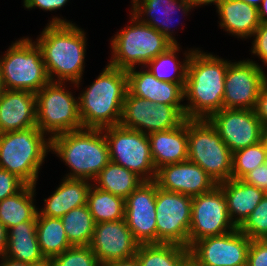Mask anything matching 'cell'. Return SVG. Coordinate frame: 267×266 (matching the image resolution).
<instances>
[{
	"label": "cell",
	"instance_id": "18",
	"mask_svg": "<svg viewBox=\"0 0 267 266\" xmlns=\"http://www.w3.org/2000/svg\"><path fill=\"white\" fill-rule=\"evenodd\" d=\"M139 245L125 219H122L97 223L89 246L103 265L110 261L134 257Z\"/></svg>",
	"mask_w": 267,
	"mask_h": 266
},
{
	"label": "cell",
	"instance_id": "22",
	"mask_svg": "<svg viewBox=\"0 0 267 266\" xmlns=\"http://www.w3.org/2000/svg\"><path fill=\"white\" fill-rule=\"evenodd\" d=\"M132 2L131 12L134 15L143 23L158 30L173 44H178L170 27L172 15L177 11L183 12L184 15L188 14L194 8L189 0H133ZM142 15H146L147 18Z\"/></svg>",
	"mask_w": 267,
	"mask_h": 266
},
{
	"label": "cell",
	"instance_id": "47",
	"mask_svg": "<svg viewBox=\"0 0 267 266\" xmlns=\"http://www.w3.org/2000/svg\"><path fill=\"white\" fill-rule=\"evenodd\" d=\"M1 264L0 266H30V264H27L25 262L17 261L9 257H1Z\"/></svg>",
	"mask_w": 267,
	"mask_h": 266
},
{
	"label": "cell",
	"instance_id": "52",
	"mask_svg": "<svg viewBox=\"0 0 267 266\" xmlns=\"http://www.w3.org/2000/svg\"><path fill=\"white\" fill-rule=\"evenodd\" d=\"M3 91H4V87H3V83H2V77L0 74V96L2 95Z\"/></svg>",
	"mask_w": 267,
	"mask_h": 266
},
{
	"label": "cell",
	"instance_id": "43",
	"mask_svg": "<svg viewBox=\"0 0 267 266\" xmlns=\"http://www.w3.org/2000/svg\"><path fill=\"white\" fill-rule=\"evenodd\" d=\"M253 110L263 127H267V83L262 87Z\"/></svg>",
	"mask_w": 267,
	"mask_h": 266
},
{
	"label": "cell",
	"instance_id": "9",
	"mask_svg": "<svg viewBox=\"0 0 267 266\" xmlns=\"http://www.w3.org/2000/svg\"><path fill=\"white\" fill-rule=\"evenodd\" d=\"M65 87V82L49 81L36 93L37 127L50 139L83 128L78 100Z\"/></svg>",
	"mask_w": 267,
	"mask_h": 266
},
{
	"label": "cell",
	"instance_id": "3",
	"mask_svg": "<svg viewBox=\"0 0 267 266\" xmlns=\"http://www.w3.org/2000/svg\"><path fill=\"white\" fill-rule=\"evenodd\" d=\"M127 88V71L105 66L78 99L83 128L104 129L120 125Z\"/></svg>",
	"mask_w": 267,
	"mask_h": 266
},
{
	"label": "cell",
	"instance_id": "8",
	"mask_svg": "<svg viewBox=\"0 0 267 266\" xmlns=\"http://www.w3.org/2000/svg\"><path fill=\"white\" fill-rule=\"evenodd\" d=\"M188 160L217 184L232 178V152L208 119H188Z\"/></svg>",
	"mask_w": 267,
	"mask_h": 266
},
{
	"label": "cell",
	"instance_id": "49",
	"mask_svg": "<svg viewBox=\"0 0 267 266\" xmlns=\"http://www.w3.org/2000/svg\"><path fill=\"white\" fill-rule=\"evenodd\" d=\"M240 1H244L245 3H248L249 5H252L258 8L261 5V2L263 0H240Z\"/></svg>",
	"mask_w": 267,
	"mask_h": 266
},
{
	"label": "cell",
	"instance_id": "23",
	"mask_svg": "<svg viewBox=\"0 0 267 266\" xmlns=\"http://www.w3.org/2000/svg\"><path fill=\"white\" fill-rule=\"evenodd\" d=\"M156 171L168 164L188 160V119L180 126L148 134Z\"/></svg>",
	"mask_w": 267,
	"mask_h": 266
},
{
	"label": "cell",
	"instance_id": "14",
	"mask_svg": "<svg viewBox=\"0 0 267 266\" xmlns=\"http://www.w3.org/2000/svg\"><path fill=\"white\" fill-rule=\"evenodd\" d=\"M251 239L239 228L196 241L190 248V266H246Z\"/></svg>",
	"mask_w": 267,
	"mask_h": 266
},
{
	"label": "cell",
	"instance_id": "29",
	"mask_svg": "<svg viewBox=\"0 0 267 266\" xmlns=\"http://www.w3.org/2000/svg\"><path fill=\"white\" fill-rule=\"evenodd\" d=\"M135 257L139 266H190L189 248L177 244H140Z\"/></svg>",
	"mask_w": 267,
	"mask_h": 266
},
{
	"label": "cell",
	"instance_id": "31",
	"mask_svg": "<svg viewBox=\"0 0 267 266\" xmlns=\"http://www.w3.org/2000/svg\"><path fill=\"white\" fill-rule=\"evenodd\" d=\"M36 232L39 247L47 260L72 247L65 234L61 218L41 216L38 213Z\"/></svg>",
	"mask_w": 267,
	"mask_h": 266
},
{
	"label": "cell",
	"instance_id": "39",
	"mask_svg": "<svg viewBox=\"0 0 267 266\" xmlns=\"http://www.w3.org/2000/svg\"><path fill=\"white\" fill-rule=\"evenodd\" d=\"M246 266H267V239L251 240Z\"/></svg>",
	"mask_w": 267,
	"mask_h": 266
},
{
	"label": "cell",
	"instance_id": "48",
	"mask_svg": "<svg viewBox=\"0 0 267 266\" xmlns=\"http://www.w3.org/2000/svg\"><path fill=\"white\" fill-rule=\"evenodd\" d=\"M222 0H189V2L194 6H203L213 3L214 5H218Z\"/></svg>",
	"mask_w": 267,
	"mask_h": 266
},
{
	"label": "cell",
	"instance_id": "33",
	"mask_svg": "<svg viewBox=\"0 0 267 266\" xmlns=\"http://www.w3.org/2000/svg\"><path fill=\"white\" fill-rule=\"evenodd\" d=\"M87 206L96 224L118 221L125 217V199L103 191L93 184L88 192Z\"/></svg>",
	"mask_w": 267,
	"mask_h": 266
},
{
	"label": "cell",
	"instance_id": "13",
	"mask_svg": "<svg viewBox=\"0 0 267 266\" xmlns=\"http://www.w3.org/2000/svg\"><path fill=\"white\" fill-rule=\"evenodd\" d=\"M236 228L229 217L227 200L218 185L212 191L192 198L188 248L200 239L222 235Z\"/></svg>",
	"mask_w": 267,
	"mask_h": 266
},
{
	"label": "cell",
	"instance_id": "40",
	"mask_svg": "<svg viewBox=\"0 0 267 266\" xmlns=\"http://www.w3.org/2000/svg\"><path fill=\"white\" fill-rule=\"evenodd\" d=\"M253 47L251 53L257 55L264 65L267 66V25L261 24L253 34Z\"/></svg>",
	"mask_w": 267,
	"mask_h": 266
},
{
	"label": "cell",
	"instance_id": "10",
	"mask_svg": "<svg viewBox=\"0 0 267 266\" xmlns=\"http://www.w3.org/2000/svg\"><path fill=\"white\" fill-rule=\"evenodd\" d=\"M103 133L111 162L134 172L144 181L155 180L156 169L147 134L121 125L106 127Z\"/></svg>",
	"mask_w": 267,
	"mask_h": 266
},
{
	"label": "cell",
	"instance_id": "35",
	"mask_svg": "<svg viewBox=\"0 0 267 266\" xmlns=\"http://www.w3.org/2000/svg\"><path fill=\"white\" fill-rule=\"evenodd\" d=\"M267 149L262 141L232 153V179H242L248 172L266 163Z\"/></svg>",
	"mask_w": 267,
	"mask_h": 266
},
{
	"label": "cell",
	"instance_id": "51",
	"mask_svg": "<svg viewBox=\"0 0 267 266\" xmlns=\"http://www.w3.org/2000/svg\"><path fill=\"white\" fill-rule=\"evenodd\" d=\"M30 266H51L50 260H47L43 263L37 264V265H30Z\"/></svg>",
	"mask_w": 267,
	"mask_h": 266
},
{
	"label": "cell",
	"instance_id": "20",
	"mask_svg": "<svg viewBox=\"0 0 267 266\" xmlns=\"http://www.w3.org/2000/svg\"><path fill=\"white\" fill-rule=\"evenodd\" d=\"M37 126L36 93L4 89L0 96V134Z\"/></svg>",
	"mask_w": 267,
	"mask_h": 266
},
{
	"label": "cell",
	"instance_id": "5",
	"mask_svg": "<svg viewBox=\"0 0 267 266\" xmlns=\"http://www.w3.org/2000/svg\"><path fill=\"white\" fill-rule=\"evenodd\" d=\"M37 126L0 134V168L15 174L28 185H36L38 173L51 139Z\"/></svg>",
	"mask_w": 267,
	"mask_h": 266
},
{
	"label": "cell",
	"instance_id": "45",
	"mask_svg": "<svg viewBox=\"0 0 267 266\" xmlns=\"http://www.w3.org/2000/svg\"><path fill=\"white\" fill-rule=\"evenodd\" d=\"M102 266H139L137 258L134 256L124 260H114L103 264Z\"/></svg>",
	"mask_w": 267,
	"mask_h": 266
},
{
	"label": "cell",
	"instance_id": "28",
	"mask_svg": "<svg viewBox=\"0 0 267 266\" xmlns=\"http://www.w3.org/2000/svg\"><path fill=\"white\" fill-rule=\"evenodd\" d=\"M35 187L26 184L19 192L0 201V221L8 230L24 221H37Z\"/></svg>",
	"mask_w": 267,
	"mask_h": 266
},
{
	"label": "cell",
	"instance_id": "1",
	"mask_svg": "<svg viewBox=\"0 0 267 266\" xmlns=\"http://www.w3.org/2000/svg\"><path fill=\"white\" fill-rule=\"evenodd\" d=\"M85 35L82 29L66 19L53 16L49 21L36 43L42 51L50 81H71L74 87H79L85 67Z\"/></svg>",
	"mask_w": 267,
	"mask_h": 266
},
{
	"label": "cell",
	"instance_id": "36",
	"mask_svg": "<svg viewBox=\"0 0 267 266\" xmlns=\"http://www.w3.org/2000/svg\"><path fill=\"white\" fill-rule=\"evenodd\" d=\"M239 230L251 240L267 239V194L239 227Z\"/></svg>",
	"mask_w": 267,
	"mask_h": 266
},
{
	"label": "cell",
	"instance_id": "7",
	"mask_svg": "<svg viewBox=\"0 0 267 266\" xmlns=\"http://www.w3.org/2000/svg\"><path fill=\"white\" fill-rule=\"evenodd\" d=\"M0 74L8 90L37 93L50 81L42 51L29 37L16 40L0 58Z\"/></svg>",
	"mask_w": 267,
	"mask_h": 266
},
{
	"label": "cell",
	"instance_id": "24",
	"mask_svg": "<svg viewBox=\"0 0 267 266\" xmlns=\"http://www.w3.org/2000/svg\"><path fill=\"white\" fill-rule=\"evenodd\" d=\"M227 200L229 217L239 228L265 196V192L242 179H229L218 183Z\"/></svg>",
	"mask_w": 267,
	"mask_h": 266
},
{
	"label": "cell",
	"instance_id": "16",
	"mask_svg": "<svg viewBox=\"0 0 267 266\" xmlns=\"http://www.w3.org/2000/svg\"><path fill=\"white\" fill-rule=\"evenodd\" d=\"M208 120L232 153L262 141L263 125L254 110L223 108Z\"/></svg>",
	"mask_w": 267,
	"mask_h": 266
},
{
	"label": "cell",
	"instance_id": "19",
	"mask_svg": "<svg viewBox=\"0 0 267 266\" xmlns=\"http://www.w3.org/2000/svg\"><path fill=\"white\" fill-rule=\"evenodd\" d=\"M155 181L163 190L192 198L208 193L218 185L200 166L189 160L162 166L156 172Z\"/></svg>",
	"mask_w": 267,
	"mask_h": 266
},
{
	"label": "cell",
	"instance_id": "32",
	"mask_svg": "<svg viewBox=\"0 0 267 266\" xmlns=\"http://www.w3.org/2000/svg\"><path fill=\"white\" fill-rule=\"evenodd\" d=\"M180 51L179 44H173L165 52L161 53L151 60L144 68L148 70L161 81L179 83L183 88L185 86L187 65L193 50L185 54V60L178 61L176 53Z\"/></svg>",
	"mask_w": 267,
	"mask_h": 266
},
{
	"label": "cell",
	"instance_id": "41",
	"mask_svg": "<svg viewBox=\"0 0 267 266\" xmlns=\"http://www.w3.org/2000/svg\"><path fill=\"white\" fill-rule=\"evenodd\" d=\"M242 180L249 185L256 186L267 194V163L248 172Z\"/></svg>",
	"mask_w": 267,
	"mask_h": 266
},
{
	"label": "cell",
	"instance_id": "15",
	"mask_svg": "<svg viewBox=\"0 0 267 266\" xmlns=\"http://www.w3.org/2000/svg\"><path fill=\"white\" fill-rule=\"evenodd\" d=\"M266 83L267 75L255 61L230 62L225 75L223 108L253 110Z\"/></svg>",
	"mask_w": 267,
	"mask_h": 266
},
{
	"label": "cell",
	"instance_id": "26",
	"mask_svg": "<svg viewBox=\"0 0 267 266\" xmlns=\"http://www.w3.org/2000/svg\"><path fill=\"white\" fill-rule=\"evenodd\" d=\"M216 7L220 27L238 38H251L260 25L258 8L244 1L222 0Z\"/></svg>",
	"mask_w": 267,
	"mask_h": 266
},
{
	"label": "cell",
	"instance_id": "42",
	"mask_svg": "<svg viewBox=\"0 0 267 266\" xmlns=\"http://www.w3.org/2000/svg\"><path fill=\"white\" fill-rule=\"evenodd\" d=\"M24 7L32 9L35 7L46 11L58 10L65 6L69 0H23Z\"/></svg>",
	"mask_w": 267,
	"mask_h": 266
},
{
	"label": "cell",
	"instance_id": "30",
	"mask_svg": "<svg viewBox=\"0 0 267 266\" xmlns=\"http://www.w3.org/2000/svg\"><path fill=\"white\" fill-rule=\"evenodd\" d=\"M95 187L126 199L144 180L123 166L109 162L93 180Z\"/></svg>",
	"mask_w": 267,
	"mask_h": 266
},
{
	"label": "cell",
	"instance_id": "38",
	"mask_svg": "<svg viewBox=\"0 0 267 266\" xmlns=\"http://www.w3.org/2000/svg\"><path fill=\"white\" fill-rule=\"evenodd\" d=\"M25 185L18 176L0 168V201L19 192Z\"/></svg>",
	"mask_w": 267,
	"mask_h": 266
},
{
	"label": "cell",
	"instance_id": "2",
	"mask_svg": "<svg viewBox=\"0 0 267 266\" xmlns=\"http://www.w3.org/2000/svg\"><path fill=\"white\" fill-rule=\"evenodd\" d=\"M230 61L205 53L192 52L185 80L184 99L187 119H208L223 109L224 82Z\"/></svg>",
	"mask_w": 267,
	"mask_h": 266
},
{
	"label": "cell",
	"instance_id": "12",
	"mask_svg": "<svg viewBox=\"0 0 267 266\" xmlns=\"http://www.w3.org/2000/svg\"><path fill=\"white\" fill-rule=\"evenodd\" d=\"M186 119L185 107H174L164 103L153 104L127 91L120 125L148 135L152 132L174 129Z\"/></svg>",
	"mask_w": 267,
	"mask_h": 266
},
{
	"label": "cell",
	"instance_id": "46",
	"mask_svg": "<svg viewBox=\"0 0 267 266\" xmlns=\"http://www.w3.org/2000/svg\"><path fill=\"white\" fill-rule=\"evenodd\" d=\"M259 21L261 24L267 25V0H263L258 7Z\"/></svg>",
	"mask_w": 267,
	"mask_h": 266
},
{
	"label": "cell",
	"instance_id": "6",
	"mask_svg": "<svg viewBox=\"0 0 267 266\" xmlns=\"http://www.w3.org/2000/svg\"><path fill=\"white\" fill-rule=\"evenodd\" d=\"M130 26L111 39L112 57L109 65L129 70L143 65L165 52L173 43L155 28L143 23L132 12Z\"/></svg>",
	"mask_w": 267,
	"mask_h": 266
},
{
	"label": "cell",
	"instance_id": "27",
	"mask_svg": "<svg viewBox=\"0 0 267 266\" xmlns=\"http://www.w3.org/2000/svg\"><path fill=\"white\" fill-rule=\"evenodd\" d=\"M4 256L30 265L47 261L39 247L36 221H24L8 230V246Z\"/></svg>",
	"mask_w": 267,
	"mask_h": 266
},
{
	"label": "cell",
	"instance_id": "17",
	"mask_svg": "<svg viewBox=\"0 0 267 266\" xmlns=\"http://www.w3.org/2000/svg\"><path fill=\"white\" fill-rule=\"evenodd\" d=\"M155 180L144 181L125 199V221L139 244H157Z\"/></svg>",
	"mask_w": 267,
	"mask_h": 266
},
{
	"label": "cell",
	"instance_id": "44",
	"mask_svg": "<svg viewBox=\"0 0 267 266\" xmlns=\"http://www.w3.org/2000/svg\"><path fill=\"white\" fill-rule=\"evenodd\" d=\"M8 246V229L0 221V258L5 255Z\"/></svg>",
	"mask_w": 267,
	"mask_h": 266
},
{
	"label": "cell",
	"instance_id": "37",
	"mask_svg": "<svg viewBox=\"0 0 267 266\" xmlns=\"http://www.w3.org/2000/svg\"><path fill=\"white\" fill-rule=\"evenodd\" d=\"M51 266H102L90 246H72L50 260Z\"/></svg>",
	"mask_w": 267,
	"mask_h": 266
},
{
	"label": "cell",
	"instance_id": "21",
	"mask_svg": "<svg viewBox=\"0 0 267 266\" xmlns=\"http://www.w3.org/2000/svg\"><path fill=\"white\" fill-rule=\"evenodd\" d=\"M127 88L131 95L151 101L153 104L164 103L174 107H184V90L179 83L158 80L150 70H127Z\"/></svg>",
	"mask_w": 267,
	"mask_h": 266
},
{
	"label": "cell",
	"instance_id": "50",
	"mask_svg": "<svg viewBox=\"0 0 267 266\" xmlns=\"http://www.w3.org/2000/svg\"><path fill=\"white\" fill-rule=\"evenodd\" d=\"M263 142L265 143L266 149H267V127H263Z\"/></svg>",
	"mask_w": 267,
	"mask_h": 266
},
{
	"label": "cell",
	"instance_id": "34",
	"mask_svg": "<svg viewBox=\"0 0 267 266\" xmlns=\"http://www.w3.org/2000/svg\"><path fill=\"white\" fill-rule=\"evenodd\" d=\"M63 228L72 246H89L95 229L94 221L87 205L77 207L61 217Z\"/></svg>",
	"mask_w": 267,
	"mask_h": 266
},
{
	"label": "cell",
	"instance_id": "4",
	"mask_svg": "<svg viewBox=\"0 0 267 266\" xmlns=\"http://www.w3.org/2000/svg\"><path fill=\"white\" fill-rule=\"evenodd\" d=\"M71 168L66 178L92 182L110 162L109 146L103 129L82 128L51 138V152Z\"/></svg>",
	"mask_w": 267,
	"mask_h": 266
},
{
	"label": "cell",
	"instance_id": "11",
	"mask_svg": "<svg viewBox=\"0 0 267 266\" xmlns=\"http://www.w3.org/2000/svg\"><path fill=\"white\" fill-rule=\"evenodd\" d=\"M157 244H177L188 248L192 197L161 189L156 191Z\"/></svg>",
	"mask_w": 267,
	"mask_h": 266
},
{
	"label": "cell",
	"instance_id": "25",
	"mask_svg": "<svg viewBox=\"0 0 267 266\" xmlns=\"http://www.w3.org/2000/svg\"><path fill=\"white\" fill-rule=\"evenodd\" d=\"M91 185L86 179L64 177L54 193L44 199L45 206L38 213L41 216L61 218L72 209L87 205Z\"/></svg>",
	"mask_w": 267,
	"mask_h": 266
}]
</instances>
